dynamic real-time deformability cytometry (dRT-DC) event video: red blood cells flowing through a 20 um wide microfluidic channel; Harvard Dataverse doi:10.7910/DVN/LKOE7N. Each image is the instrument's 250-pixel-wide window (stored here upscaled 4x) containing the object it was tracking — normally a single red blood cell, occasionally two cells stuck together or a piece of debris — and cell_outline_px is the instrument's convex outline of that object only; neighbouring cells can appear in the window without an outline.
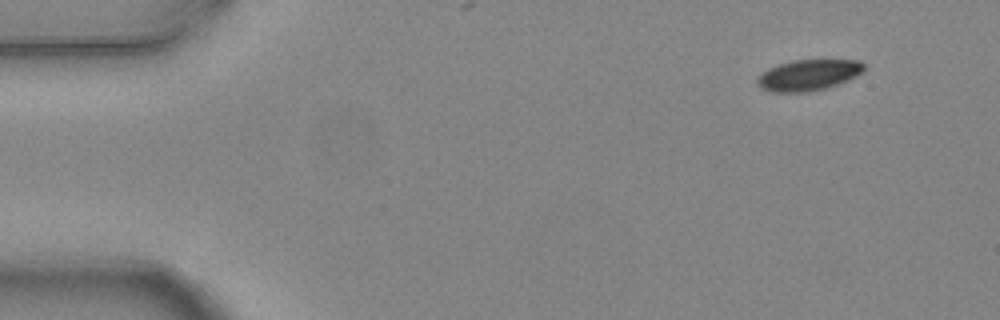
{"species": "common noctule bat (a hibernating species)", "species_latin": "Nyctalus noctula", "temperature_condition": "warm", "stored_images_in_passage": 2, "segment_of_instrument_passage": [2, 2], "camera_frame_rate_fps": 3000, "um_per_image_px": 0.085, "animal": {"sex": "female", "body_mass_g": 24.6, "forearm_length_mm": 56.2}, "frame": {"image": 1, "passage_image": 2, "time_ms": 0.333, "image_size_px": [1000, 320], "cell_outline_px": [[864, 72], [848, 80], [824, 88], [804, 92], [772, 92], [760, 88], [756, 84], [756, 76], [768, 68], [792, 60], [860, 60], [864, 64]], "centroid_in_image_um": [68.68, 6.37], "position_along_channel_um": 16.3, "area_um2": 19.31}}